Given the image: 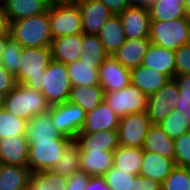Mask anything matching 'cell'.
<instances>
[{"label": "cell", "instance_id": "obj_1", "mask_svg": "<svg viewBox=\"0 0 190 190\" xmlns=\"http://www.w3.org/2000/svg\"><path fill=\"white\" fill-rule=\"evenodd\" d=\"M8 29L11 37L23 48L50 47L53 40L50 31L49 10L11 22Z\"/></svg>", "mask_w": 190, "mask_h": 190}, {"label": "cell", "instance_id": "obj_2", "mask_svg": "<svg viewBox=\"0 0 190 190\" xmlns=\"http://www.w3.org/2000/svg\"><path fill=\"white\" fill-rule=\"evenodd\" d=\"M2 107L15 116L28 121L32 117L48 112L51 105L40 91L23 84H16L4 97Z\"/></svg>", "mask_w": 190, "mask_h": 190}, {"label": "cell", "instance_id": "obj_3", "mask_svg": "<svg viewBox=\"0 0 190 190\" xmlns=\"http://www.w3.org/2000/svg\"><path fill=\"white\" fill-rule=\"evenodd\" d=\"M19 71L15 75L17 84H23L42 92V74L52 60L50 47H25L20 57Z\"/></svg>", "mask_w": 190, "mask_h": 190}, {"label": "cell", "instance_id": "obj_4", "mask_svg": "<svg viewBox=\"0 0 190 190\" xmlns=\"http://www.w3.org/2000/svg\"><path fill=\"white\" fill-rule=\"evenodd\" d=\"M190 29V18L171 21L151 20L149 39L151 44L175 51L186 44Z\"/></svg>", "mask_w": 190, "mask_h": 190}, {"label": "cell", "instance_id": "obj_5", "mask_svg": "<svg viewBox=\"0 0 190 190\" xmlns=\"http://www.w3.org/2000/svg\"><path fill=\"white\" fill-rule=\"evenodd\" d=\"M48 10L53 39L83 33L80 10L74 1H53Z\"/></svg>", "mask_w": 190, "mask_h": 190}, {"label": "cell", "instance_id": "obj_6", "mask_svg": "<svg viewBox=\"0 0 190 190\" xmlns=\"http://www.w3.org/2000/svg\"><path fill=\"white\" fill-rule=\"evenodd\" d=\"M72 140L62 135L57 139L34 141L29 144L27 167L32 173L51 170L63 156L66 146Z\"/></svg>", "mask_w": 190, "mask_h": 190}, {"label": "cell", "instance_id": "obj_7", "mask_svg": "<svg viewBox=\"0 0 190 190\" xmlns=\"http://www.w3.org/2000/svg\"><path fill=\"white\" fill-rule=\"evenodd\" d=\"M71 90L67 65L51 60L42 74V94L48 103L53 106L67 102Z\"/></svg>", "mask_w": 190, "mask_h": 190}, {"label": "cell", "instance_id": "obj_8", "mask_svg": "<svg viewBox=\"0 0 190 190\" xmlns=\"http://www.w3.org/2000/svg\"><path fill=\"white\" fill-rule=\"evenodd\" d=\"M104 102L121 118L147 111L148 96L130 83L121 90L104 92Z\"/></svg>", "mask_w": 190, "mask_h": 190}, {"label": "cell", "instance_id": "obj_9", "mask_svg": "<svg viewBox=\"0 0 190 190\" xmlns=\"http://www.w3.org/2000/svg\"><path fill=\"white\" fill-rule=\"evenodd\" d=\"M49 113L53 126L71 139L82 130L87 114L81 106L69 101L51 106Z\"/></svg>", "mask_w": 190, "mask_h": 190}, {"label": "cell", "instance_id": "obj_10", "mask_svg": "<svg viewBox=\"0 0 190 190\" xmlns=\"http://www.w3.org/2000/svg\"><path fill=\"white\" fill-rule=\"evenodd\" d=\"M152 125L146 111L121 117L117 130L119 144L128 147H143Z\"/></svg>", "mask_w": 190, "mask_h": 190}, {"label": "cell", "instance_id": "obj_11", "mask_svg": "<svg viewBox=\"0 0 190 190\" xmlns=\"http://www.w3.org/2000/svg\"><path fill=\"white\" fill-rule=\"evenodd\" d=\"M180 100L175 79L168 81L156 93L148 96L147 114L152 124H160L174 110Z\"/></svg>", "mask_w": 190, "mask_h": 190}, {"label": "cell", "instance_id": "obj_12", "mask_svg": "<svg viewBox=\"0 0 190 190\" xmlns=\"http://www.w3.org/2000/svg\"><path fill=\"white\" fill-rule=\"evenodd\" d=\"M80 15L83 33L97 35L105 22L113 15L108 7L98 0H74Z\"/></svg>", "mask_w": 190, "mask_h": 190}, {"label": "cell", "instance_id": "obj_13", "mask_svg": "<svg viewBox=\"0 0 190 190\" xmlns=\"http://www.w3.org/2000/svg\"><path fill=\"white\" fill-rule=\"evenodd\" d=\"M118 15L127 39L149 37L151 19L147 4L135 3Z\"/></svg>", "mask_w": 190, "mask_h": 190}, {"label": "cell", "instance_id": "obj_14", "mask_svg": "<svg viewBox=\"0 0 190 190\" xmlns=\"http://www.w3.org/2000/svg\"><path fill=\"white\" fill-rule=\"evenodd\" d=\"M130 69L108 56L99 67V83L104 92L118 91L130 84Z\"/></svg>", "mask_w": 190, "mask_h": 190}, {"label": "cell", "instance_id": "obj_15", "mask_svg": "<svg viewBox=\"0 0 190 190\" xmlns=\"http://www.w3.org/2000/svg\"><path fill=\"white\" fill-rule=\"evenodd\" d=\"M52 0H0L7 26L16 20L48 11Z\"/></svg>", "mask_w": 190, "mask_h": 190}, {"label": "cell", "instance_id": "obj_16", "mask_svg": "<svg viewBox=\"0 0 190 190\" xmlns=\"http://www.w3.org/2000/svg\"><path fill=\"white\" fill-rule=\"evenodd\" d=\"M74 140L80 152H114L120 146L117 130L79 133Z\"/></svg>", "mask_w": 190, "mask_h": 190}, {"label": "cell", "instance_id": "obj_17", "mask_svg": "<svg viewBox=\"0 0 190 190\" xmlns=\"http://www.w3.org/2000/svg\"><path fill=\"white\" fill-rule=\"evenodd\" d=\"M29 144L25 135L0 140V161L4 165L27 167Z\"/></svg>", "mask_w": 190, "mask_h": 190}, {"label": "cell", "instance_id": "obj_18", "mask_svg": "<svg viewBox=\"0 0 190 190\" xmlns=\"http://www.w3.org/2000/svg\"><path fill=\"white\" fill-rule=\"evenodd\" d=\"M120 117L104 102L86 114V120L80 133H94L104 130H118Z\"/></svg>", "mask_w": 190, "mask_h": 190}, {"label": "cell", "instance_id": "obj_19", "mask_svg": "<svg viewBox=\"0 0 190 190\" xmlns=\"http://www.w3.org/2000/svg\"><path fill=\"white\" fill-rule=\"evenodd\" d=\"M130 83L135 85L147 96L160 90L171 78L143 65L130 69Z\"/></svg>", "mask_w": 190, "mask_h": 190}, {"label": "cell", "instance_id": "obj_20", "mask_svg": "<svg viewBox=\"0 0 190 190\" xmlns=\"http://www.w3.org/2000/svg\"><path fill=\"white\" fill-rule=\"evenodd\" d=\"M142 65L168 75L176 76L175 51L150 44L144 56Z\"/></svg>", "mask_w": 190, "mask_h": 190}, {"label": "cell", "instance_id": "obj_21", "mask_svg": "<svg viewBox=\"0 0 190 190\" xmlns=\"http://www.w3.org/2000/svg\"><path fill=\"white\" fill-rule=\"evenodd\" d=\"M150 44L151 41L149 37L127 39L113 57H115L125 68H136L142 65L144 56Z\"/></svg>", "mask_w": 190, "mask_h": 190}, {"label": "cell", "instance_id": "obj_22", "mask_svg": "<svg viewBox=\"0 0 190 190\" xmlns=\"http://www.w3.org/2000/svg\"><path fill=\"white\" fill-rule=\"evenodd\" d=\"M105 52L109 56H114L118 49L127 40L123 23L119 15L113 14L103 25L97 34Z\"/></svg>", "mask_w": 190, "mask_h": 190}, {"label": "cell", "instance_id": "obj_23", "mask_svg": "<svg viewBox=\"0 0 190 190\" xmlns=\"http://www.w3.org/2000/svg\"><path fill=\"white\" fill-rule=\"evenodd\" d=\"M82 33L55 38L51 42L52 59L69 64L80 59Z\"/></svg>", "mask_w": 190, "mask_h": 190}, {"label": "cell", "instance_id": "obj_24", "mask_svg": "<svg viewBox=\"0 0 190 190\" xmlns=\"http://www.w3.org/2000/svg\"><path fill=\"white\" fill-rule=\"evenodd\" d=\"M62 135L63 134L53 126L49 111L32 117L27 122L25 136L28 144H32L34 141L57 139Z\"/></svg>", "mask_w": 190, "mask_h": 190}, {"label": "cell", "instance_id": "obj_25", "mask_svg": "<svg viewBox=\"0 0 190 190\" xmlns=\"http://www.w3.org/2000/svg\"><path fill=\"white\" fill-rule=\"evenodd\" d=\"M175 167V162L156 153L144 151L140 175L163 183Z\"/></svg>", "mask_w": 190, "mask_h": 190}, {"label": "cell", "instance_id": "obj_26", "mask_svg": "<svg viewBox=\"0 0 190 190\" xmlns=\"http://www.w3.org/2000/svg\"><path fill=\"white\" fill-rule=\"evenodd\" d=\"M143 149L168 159L175 158L174 139L170 138L159 124H153L150 127Z\"/></svg>", "mask_w": 190, "mask_h": 190}, {"label": "cell", "instance_id": "obj_27", "mask_svg": "<svg viewBox=\"0 0 190 190\" xmlns=\"http://www.w3.org/2000/svg\"><path fill=\"white\" fill-rule=\"evenodd\" d=\"M114 152H80V170L89 176H104L113 167Z\"/></svg>", "mask_w": 190, "mask_h": 190}, {"label": "cell", "instance_id": "obj_28", "mask_svg": "<svg viewBox=\"0 0 190 190\" xmlns=\"http://www.w3.org/2000/svg\"><path fill=\"white\" fill-rule=\"evenodd\" d=\"M144 157L143 147L119 146L114 151L113 166L132 175H140Z\"/></svg>", "mask_w": 190, "mask_h": 190}, {"label": "cell", "instance_id": "obj_29", "mask_svg": "<svg viewBox=\"0 0 190 190\" xmlns=\"http://www.w3.org/2000/svg\"><path fill=\"white\" fill-rule=\"evenodd\" d=\"M31 174L28 167L1 164L0 190H26Z\"/></svg>", "mask_w": 190, "mask_h": 190}, {"label": "cell", "instance_id": "obj_30", "mask_svg": "<svg viewBox=\"0 0 190 190\" xmlns=\"http://www.w3.org/2000/svg\"><path fill=\"white\" fill-rule=\"evenodd\" d=\"M67 71L71 86L100 85L99 67H94V63L77 60L67 64Z\"/></svg>", "mask_w": 190, "mask_h": 190}, {"label": "cell", "instance_id": "obj_31", "mask_svg": "<svg viewBox=\"0 0 190 190\" xmlns=\"http://www.w3.org/2000/svg\"><path fill=\"white\" fill-rule=\"evenodd\" d=\"M104 100V90L100 85L71 86L69 102L81 106L86 113L92 111Z\"/></svg>", "mask_w": 190, "mask_h": 190}, {"label": "cell", "instance_id": "obj_32", "mask_svg": "<svg viewBox=\"0 0 190 190\" xmlns=\"http://www.w3.org/2000/svg\"><path fill=\"white\" fill-rule=\"evenodd\" d=\"M147 6L151 20L171 21L187 17L183 2L151 1Z\"/></svg>", "mask_w": 190, "mask_h": 190}, {"label": "cell", "instance_id": "obj_33", "mask_svg": "<svg viewBox=\"0 0 190 190\" xmlns=\"http://www.w3.org/2000/svg\"><path fill=\"white\" fill-rule=\"evenodd\" d=\"M67 177L54 173L51 170L36 171L26 190H66Z\"/></svg>", "mask_w": 190, "mask_h": 190}, {"label": "cell", "instance_id": "obj_34", "mask_svg": "<svg viewBox=\"0 0 190 190\" xmlns=\"http://www.w3.org/2000/svg\"><path fill=\"white\" fill-rule=\"evenodd\" d=\"M108 56L97 35L82 33L81 56L79 60L94 63V67H100Z\"/></svg>", "mask_w": 190, "mask_h": 190}, {"label": "cell", "instance_id": "obj_35", "mask_svg": "<svg viewBox=\"0 0 190 190\" xmlns=\"http://www.w3.org/2000/svg\"><path fill=\"white\" fill-rule=\"evenodd\" d=\"M80 170V150L73 139L65 148L63 156L51 168V171L62 176L69 177Z\"/></svg>", "mask_w": 190, "mask_h": 190}, {"label": "cell", "instance_id": "obj_36", "mask_svg": "<svg viewBox=\"0 0 190 190\" xmlns=\"http://www.w3.org/2000/svg\"><path fill=\"white\" fill-rule=\"evenodd\" d=\"M27 122L23 118L0 108V140L8 136L25 135Z\"/></svg>", "mask_w": 190, "mask_h": 190}, {"label": "cell", "instance_id": "obj_37", "mask_svg": "<svg viewBox=\"0 0 190 190\" xmlns=\"http://www.w3.org/2000/svg\"><path fill=\"white\" fill-rule=\"evenodd\" d=\"M159 125L172 139H176L190 131V125L186 115L175 109Z\"/></svg>", "mask_w": 190, "mask_h": 190}, {"label": "cell", "instance_id": "obj_38", "mask_svg": "<svg viewBox=\"0 0 190 190\" xmlns=\"http://www.w3.org/2000/svg\"><path fill=\"white\" fill-rule=\"evenodd\" d=\"M23 47L12 37L7 40L0 63L14 76L19 71Z\"/></svg>", "mask_w": 190, "mask_h": 190}, {"label": "cell", "instance_id": "obj_39", "mask_svg": "<svg viewBox=\"0 0 190 190\" xmlns=\"http://www.w3.org/2000/svg\"><path fill=\"white\" fill-rule=\"evenodd\" d=\"M111 190H135V175L114 166L104 175Z\"/></svg>", "mask_w": 190, "mask_h": 190}, {"label": "cell", "instance_id": "obj_40", "mask_svg": "<svg viewBox=\"0 0 190 190\" xmlns=\"http://www.w3.org/2000/svg\"><path fill=\"white\" fill-rule=\"evenodd\" d=\"M163 190H190V176L184 167L175 166L161 184Z\"/></svg>", "mask_w": 190, "mask_h": 190}, {"label": "cell", "instance_id": "obj_41", "mask_svg": "<svg viewBox=\"0 0 190 190\" xmlns=\"http://www.w3.org/2000/svg\"><path fill=\"white\" fill-rule=\"evenodd\" d=\"M175 166L190 167V131L174 139Z\"/></svg>", "mask_w": 190, "mask_h": 190}, {"label": "cell", "instance_id": "obj_42", "mask_svg": "<svg viewBox=\"0 0 190 190\" xmlns=\"http://www.w3.org/2000/svg\"><path fill=\"white\" fill-rule=\"evenodd\" d=\"M179 88L180 100L174 108L180 112H186L190 107V74L177 75L174 77Z\"/></svg>", "mask_w": 190, "mask_h": 190}, {"label": "cell", "instance_id": "obj_43", "mask_svg": "<svg viewBox=\"0 0 190 190\" xmlns=\"http://www.w3.org/2000/svg\"><path fill=\"white\" fill-rule=\"evenodd\" d=\"M176 76L190 74V46L184 44L175 50Z\"/></svg>", "mask_w": 190, "mask_h": 190}, {"label": "cell", "instance_id": "obj_44", "mask_svg": "<svg viewBox=\"0 0 190 190\" xmlns=\"http://www.w3.org/2000/svg\"><path fill=\"white\" fill-rule=\"evenodd\" d=\"M91 176L82 170H78L74 174L67 177L66 190H84L89 182Z\"/></svg>", "mask_w": 190, "mask_h": 190}, {"label": "cell", "instance_id": "obj_45", "mask_svg": "<svg viewBox=\"0 0 190 190\" xmlns=\"http://www.w3.org/2000/svg\"><path fill=\"white\" fill-rule=\"evenodd\" d=\"M16 84L15 76L0 63V94L5 97Z\"/></svg>", "mask_w": 190, "mask_h": 190}, {"label": "cell", "instance_id": "obj_46", "mask_svg": "<svg viewBox=\"0 0 190 190\" xmlns=\"http://www.w3.org/2000/svg\"><path fill=\"white\" fill-rule=\"evenodd\" d=\"M104 3L108 9L113 13L118 15L123 12L126 8L131 7L135 3L132 0H98Z\"/></svg>", "mask_w": 190, "mask_h": 190}, {"label": "cell", "instance_id": "obj_47", "mask_svg": "<svg viewBox=\"0 0 190 190\" xmlns=\"http://www.w3.org/2000/svg\"><path fill=\"white\" fill-rule=\"evenodd\" d=\"M161 183L141 175L135 176V190H160Z\"/></svg>", "mask_w": 190, "mask_h": 190}, {"label": "cell", "instance_id": "obj_48", "mask_svg": "<svg viewBox=\"0 0 190 190\" xmlns=\"http://www.w3.org/2000/svg\"><path fill=\"white\" fill-rule=\"evenodd\" d=\"M84 190H111L104 176H91Z\"/></svg>", "mask_w": 190, "mask_h": 190}, {"label": "cell", "instance_id": "obj_49", "mask_svg": "<svg viewBox=\"0 0 190 190\" xmlns=\"http://www.w3.org/2000/svg\"><path fill=\"white\" fill-rule=\"evenodd\" d=\"M10 37H11V35H10V31L8 28L3 33L0 34V61H1V57H2L4 50H5L7 40Z\"/></svg>", "mask_w": 190, "mask_h": 190}, {"label": "cell", "instance_id": "obj_50", "mask_svg": "<svg viewBox=\"0 0 190 190\" xmlns=\"http://www.w3.org/2000/svg\"><path fill=\"white\" fill-rule=\"evenodd\" d=\"M8 28L3 12H2V7L0 3V34L3 33L6 29Z\"/></svg>", "mask_w": 190, "mask_h": 190}, {"label": "cell", "instance_id": "obj_51", "mask_svg": "<svg viewBox=\"0 0 190 190\" xmlns=\"http://www.w3.org/2000/svg\"><path fill=\"white\" fill-rule=\"evenodd\" d=\"M183 4L187 13V16L190 18V0H183Z\"/></svg>", "mask_w": 190, "mask_h": 190}, {"label": "cell", "instance_id": "obj_52", "mask_svg": "<svg viewBox=\"0 0 190 190\" xmlns=\"http://www.w3.org/2000/svg\"><path fill=\"white\" fill-rule=\"evenodd\" d=\"M151 1H164V2H183V0H148L145 4H148Z\"/></svg>", "mask_w": 190, "mask_h": 190}, {"label": "cell", "instance_id": "obj_53", "mask_svg": "<svg viewBox=\"0 0 190 190\" xmlns=\"http://www.w3.org/2000/svg\"><path fill=\"white\" fill-rule=\"evenodd\" d=\"M183 113L186 115V117H187V119L189 121V125H190V107L186 112H183Z\"/></svg>", "mask_w": 190, "mask_h": 190}, {"label": "cell", "instance_id": "obj_54", "mask_svg": "<svg viewBox=\"0 0 190 190\" xmlns=\"http://www.w3.org/2000/svg\"><path fill=\"white\" fill-rule=\"evenodd\" d=\"M132 1L137 4H145L148 0H132Z\"/></svg>", "mask_w": 190, "mask_h": 190}, {"label": "cell", "instance_id": "obj_55", "mask_svg": "<svg viewBox=\"0 0 190 190\" xmlns=\"http://www.w3.org/2000/svg\"><path fill=\"white\" fill-rule=\"evenodd\" d=\"M3 99H4V96L0 94V108L3 106Z\"/></svg>", "mask_w": 190, "mask_h": 190}, {"label": "cell", "instance_id": "obj_56", "mask_svg": "<svg viewBox=\"0 0 190 190\" xmlns=\"http://www.w3.org/2000/svg\"><path fill=\"white\" fill-rule=\"evenodd\" d=\"M186 44H188L190 46V29H189V35H188V40H187Z\"/></svg>", "mask_w": 190, "mask_h": 190}, {"label": "cell", "instance_id": "obj_57", "mask_svg": "<svg viewBox=\"0 0 190 190\" xmlns=\"http://www.w3.org/2000/svg\"><path fill=\"white\" fill-rule=\"evenodd\" d=\"M52 1H74V0H52Z\"/></svg>", "mask_w": 190, "mask_h": 190}, {"label": "cell", "instance_id": "obj_58", "mask_svg": "<svg viewBox=\"0 0 190 190\" xmlns=\"http://www.w3.org/2000/svg\"><path fill=\"white\" fill-rule=\"evenodd\" d=\"M186 169L188 170V174L190 176V167H187Z\"/></svg>", "mask_w": 190, "mask_h": 190}]
</instances>
